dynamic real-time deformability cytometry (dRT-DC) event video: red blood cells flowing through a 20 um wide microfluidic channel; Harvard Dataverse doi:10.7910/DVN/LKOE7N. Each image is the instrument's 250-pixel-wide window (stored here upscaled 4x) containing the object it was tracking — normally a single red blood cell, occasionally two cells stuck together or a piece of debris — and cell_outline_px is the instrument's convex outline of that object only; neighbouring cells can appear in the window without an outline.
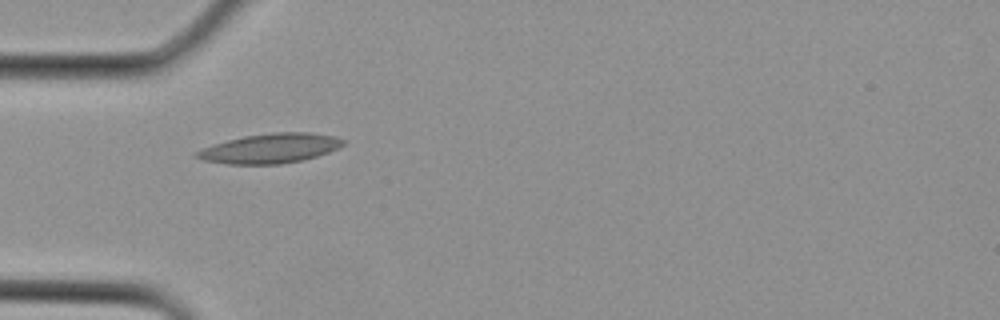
{"species": "Egyptian fruit bat (a non-hibernating species)", "species_latin": "Rousettus aegyptiacus", "temperature_condition": "cold", "stored_images_in_passage": 2, "camera_frame_rate_fps": 3000, "um_per_image_px": 0.085, "animal": {"sex": "female"}, "frame": {"image": 1, "passage_image": 2, "time_ms": 0.333, "image_size_px": [1000, 320], "cell_outline_px": [[348, 140], [344, 144], [328, 152], [316, 156], [300, 160], [280, 164], [228, 164], [204, 160], [192, 156], [196, 152], [212, 144], [244, 136], [272, 132], [308, 132], [332, 136]], "centroid_in_image_um": [22.95, 12.6], "position_along_channel_um": 62.0, "area_um2": 25.09}}